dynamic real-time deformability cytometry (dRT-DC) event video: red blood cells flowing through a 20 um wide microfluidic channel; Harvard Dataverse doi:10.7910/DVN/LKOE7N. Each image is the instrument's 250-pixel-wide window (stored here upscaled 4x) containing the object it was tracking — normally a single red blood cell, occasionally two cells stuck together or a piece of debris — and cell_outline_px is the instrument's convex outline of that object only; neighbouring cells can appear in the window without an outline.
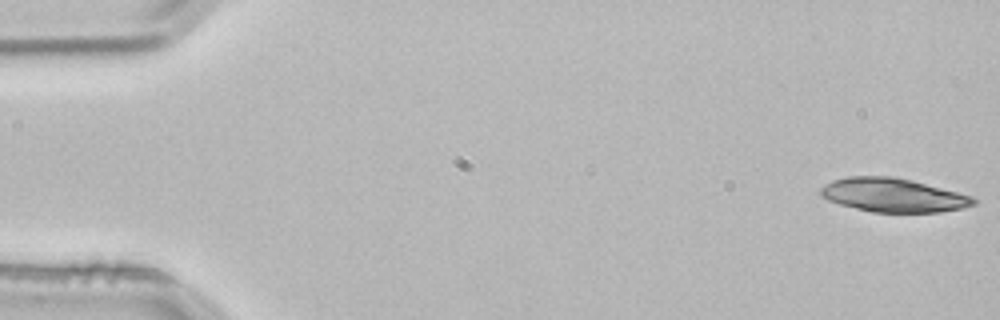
{"species": "common noctule bat (a hibernating species)", "species_latin": "Nyctalus noctula", "temperature_condition": "room temperature", "stored_images_in_passage": 3, "camera_frame_rate_fps": 3000, "um_per_image_px": 0.085, "animal": {"sex": "male", "body_mass_g": 21.5, "forearm_length_mm": 52.0}, "frame": {"image": 1, "passage_image": 1, "time_ms": 0.0, "image_size_px": [1000, 320], "cell_outline_px": [[976, 204], [964, 208], [940, 212], [872, 212], [840, 204], [828, 200], [820, 196], [820, 188], [824, 184], [832, 180], [848, 176], [892, 176], [912, 180], [972, 196], [976, 200]], "centroid_in_image_um": [75.9, 16.58], "position_along_channel_um": 9.1, "area_um2": 30.11}}